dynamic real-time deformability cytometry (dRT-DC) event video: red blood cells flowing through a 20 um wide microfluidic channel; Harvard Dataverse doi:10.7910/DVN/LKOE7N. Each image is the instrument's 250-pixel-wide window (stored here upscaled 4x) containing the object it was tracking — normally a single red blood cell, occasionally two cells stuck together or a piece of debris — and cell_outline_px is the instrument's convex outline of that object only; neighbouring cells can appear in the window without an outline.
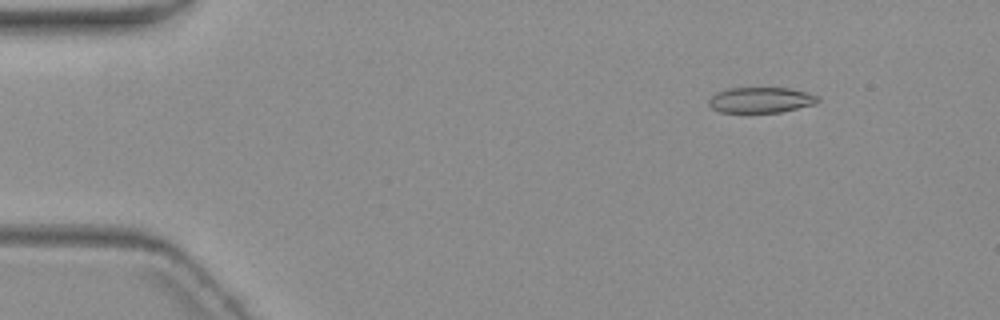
{"species": "common noctule bat (a hibernating species)", "species_latin": "Nyctalus noctula", "temperature_condition": "warm", "stored_images_in_passage": 9, "camera_frame_rate_fps": 3000, "um_per_image_px": 0.085, "animal": {"sex": "female", "body_mass_g": 19.3, "forearm_length_mm": 54.1}, "frame": {"image": 1, "passage_image": 1, "time_ms": 0.0, "image_size_px": [1000, 320], "cell_outline_px": [[820, 100], [816, 104], [780, 112], [720, 112], [712, 108], [708, 104], [708, 100], [716, 92], [728, 88], [788, 88], [808, 92], [820, 96]], "centroid_in_image_um": [64.69, 8.49], "position_along_channel_um": 20.3, "area_um2": 16.36}}
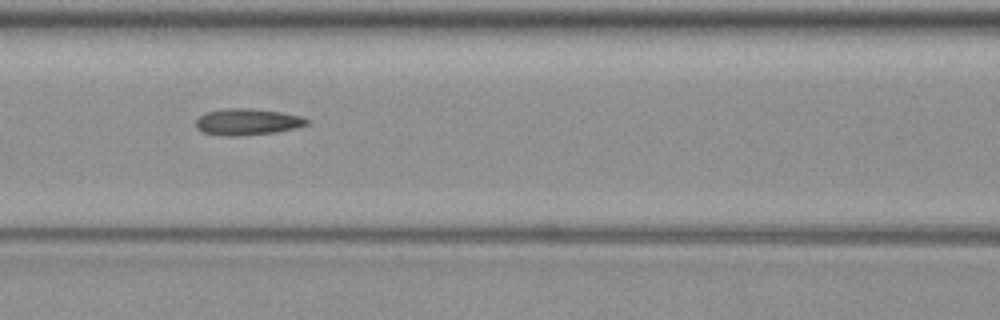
{"frame": {"image": 2, "passage_image": 6, "time_ms": 6.0, "image_size_px": [1000, 320], "cell_outline_px": [[308, 124], [296, 128], [276, 132], [240, 136], [224, 136], [204, 132], [196, 128], [196, 120], [200, 116], [208, 112], [224, 108], [248, 108], [280, 112], [300, 116], [308, 120]], "centroid_in_image_um": [21.01, 10.36], "position_along_channel_um": 145.6, "area_um2": 16.99}}
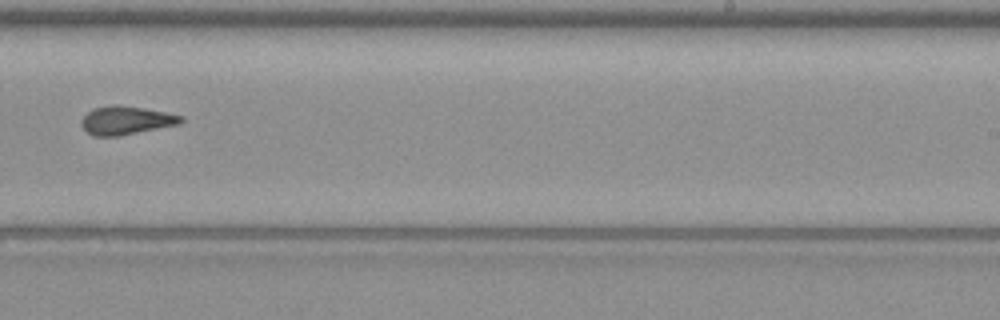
{"frame": {"image": 3, "passage_image": 9, "time_ms": 9.667, "image_size_px": [1000, 320], "cell_outline_px": [[184, 120], [180, 124], [120, 136], [92, 136], [80, 124], [80, 120], [92, 108], [112, 104], [116, 104], [144, 108], [184, 116]], "centroid_in_image_um": [10.71, 10.23], "position_along_channel_um": 278.3, "area_um2": 16.65}}